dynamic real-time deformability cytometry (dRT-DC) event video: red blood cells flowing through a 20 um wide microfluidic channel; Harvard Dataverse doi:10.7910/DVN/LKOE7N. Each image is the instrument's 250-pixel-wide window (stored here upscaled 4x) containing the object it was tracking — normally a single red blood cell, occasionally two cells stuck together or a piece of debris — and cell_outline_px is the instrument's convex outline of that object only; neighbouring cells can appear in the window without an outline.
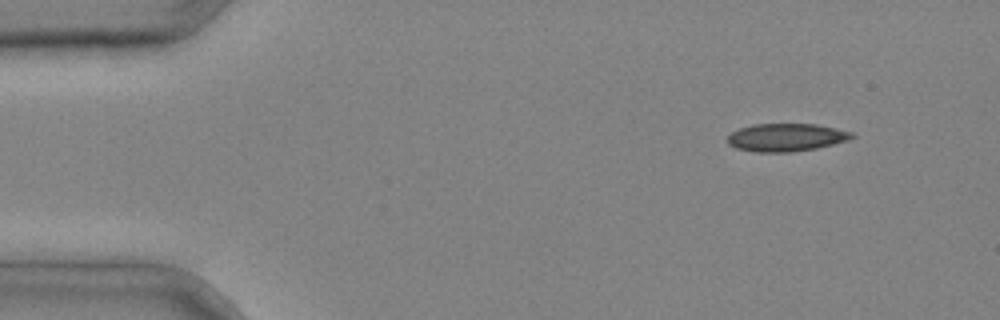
{"species": "common noctule bat (a hibernating species)", "species_latin": "Nyctalus noctula", "temperature_condition": "cold", "stored_images_in_passage": 3, "camera_frame_rate_fps": 3000, "um_per_image_px": 0.085, "animal": {"sex": "male", "body_mass_g": 20.4}, "frame": {"image": 1, "passage_image": 1, "time_ms": 0.0, "image_size_px": [1000, 320], "cell_outline_px": [[856, 136], [848, 140], [816, 148], [792, 152], [756, 152], [736, 148], [728, 144], [724, 140], [732, 132], [740, 128], [752, 124], [816, 124], [836, 128], [852, 132]], "centroid_in_image_um": [66.8, 11.68], "position_along_channel_um": 18.2, "area_um2": 20.29}}